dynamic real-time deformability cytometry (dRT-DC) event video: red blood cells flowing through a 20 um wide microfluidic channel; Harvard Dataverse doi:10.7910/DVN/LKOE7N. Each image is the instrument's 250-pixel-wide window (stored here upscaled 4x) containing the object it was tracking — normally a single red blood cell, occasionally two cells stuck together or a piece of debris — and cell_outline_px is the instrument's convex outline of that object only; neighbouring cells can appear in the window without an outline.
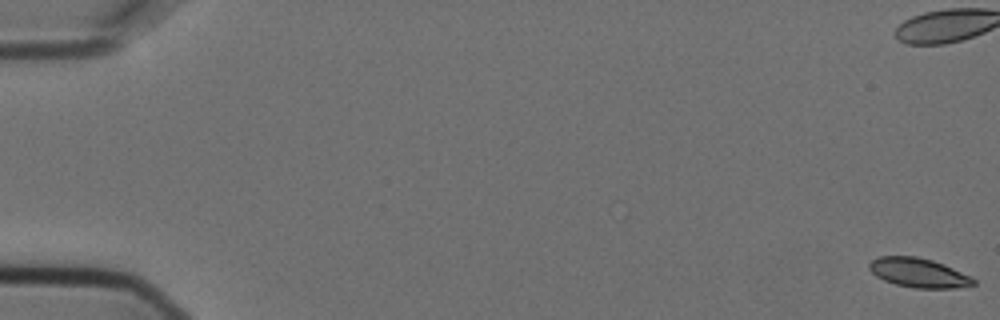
{"species": "Egyptian fruit bat (a non-hibernating species)", "species_latin": "Rousettus aegyptiacus", "temperature_condition": "cold", "stored_images_in_passage": 11, "camera_frame_rate_fps": 3000, "um_per_image_px": 0.085, "animal": {"sex": "female"}, "frame": {"image": 1, "passage_image": 1, "time_ms": 0.0, "image_size_px": [1000, 320], "cell_outline_px": [[976, 284], [956, 288], [916, 288], [896, 284], [884, 280], [876, 276], [868, 268], [868, 264], [872, 260], [880, 256], [916, 256], [932, 260], [944, 264], [972, 276], [976, 280]], "centroid_in_image_um": [78.1, 23.18], "position_along_channel_um": 6.9, "area_um2": 17.86}}
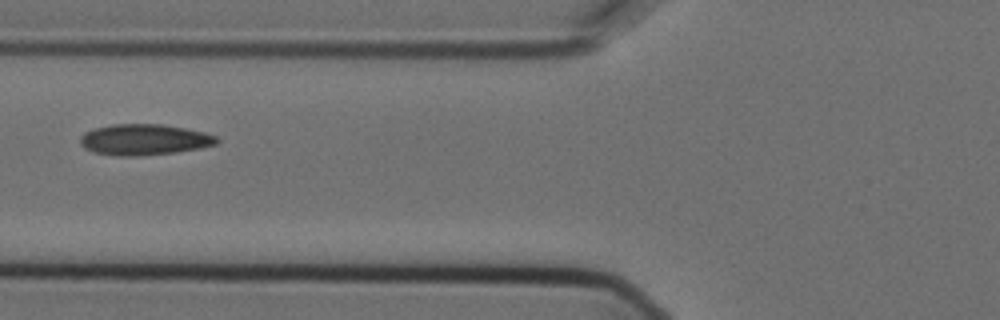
{"frame": {"image": 2, "passage_image": 7, "time_ms": 2.0, "image_size_px": [1000, 320], "cell_outline_px": [[220, 140], [216, 144], [200, 148], [176, 152], [136, 156], [116, 156], [92, 152], [84, 148], [80, 144], [80, 136], [84, 132], [96, 128], [112, 124], [164, 124], [204, 132], [216, 136]], "centroid_in_image_um": [12.24, 11.87], "position_along_channel_um": 113.6, "area_um2": 24.74}}
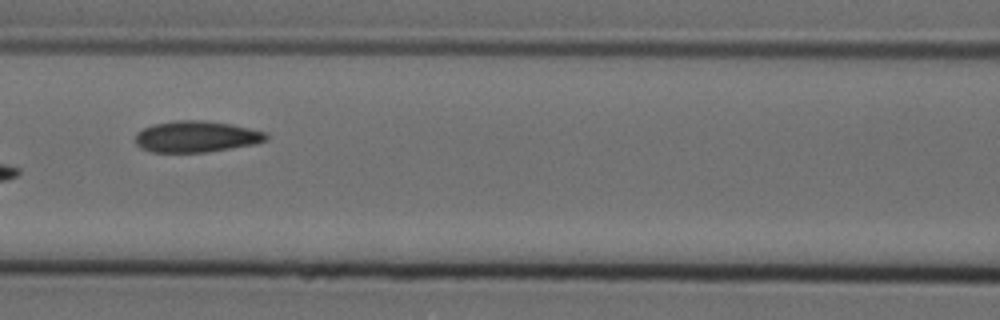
{"frame": {"image": 3, "passage_image": 8, "time_ms": 2.333, "image_size_px": [1000, 320], "cell_outline_px": [[268, 140], [256, 144], [204, 152], [152, 152], [140, 148], [136, 144], [136, 132], [152, 124], [176, 120], [204, 120], [232, 124], [268, 132]], "centroid_in_image_um": [16.71, 11.6], "position_along_channel_um": 149.9, "area_um2": 24.04}}